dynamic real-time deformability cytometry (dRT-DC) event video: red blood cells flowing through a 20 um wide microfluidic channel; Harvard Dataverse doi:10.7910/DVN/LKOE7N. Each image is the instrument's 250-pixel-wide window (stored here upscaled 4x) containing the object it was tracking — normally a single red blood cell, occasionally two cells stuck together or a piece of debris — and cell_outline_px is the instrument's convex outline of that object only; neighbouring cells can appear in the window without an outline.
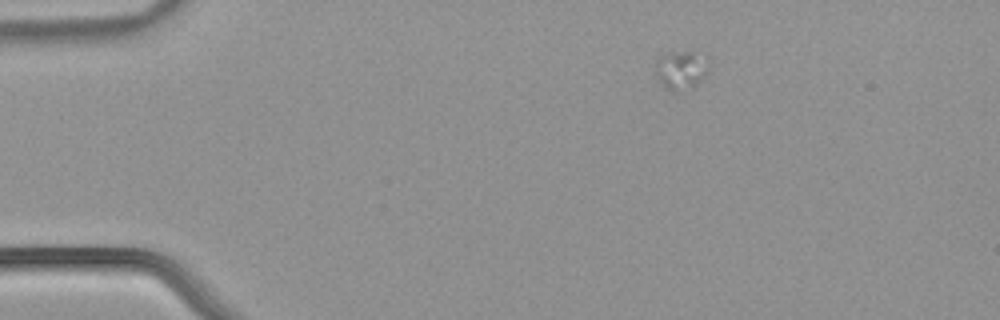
{"species": "common noctule bat (a hibernating species)", "species_latin": "Nyctalus noctula", "temperature_condition": "warm", "stored_images_in_passage": 11, "camera_frame_rate_fps": 3000, "um_per_image_px": 0.085, "animal": {"sex": "male", "body_mass_g": 21.5, "forearm_length_mm": 52.0}, "frame": {"image": 1, "passage_image": 1, "time_ms": 0.0, "image_size_px": [1000, 320], "cell_outline_px": [[708, 72], [696, 84], [676, 92], [664, 88], [656, 72], [656, 60], [664, 52], [692, 52], [700, 56]], "centroid_in_image_um": [57.79, 5.95], "position_along_channel_um": 27.2, "area_um2": 11.33}}